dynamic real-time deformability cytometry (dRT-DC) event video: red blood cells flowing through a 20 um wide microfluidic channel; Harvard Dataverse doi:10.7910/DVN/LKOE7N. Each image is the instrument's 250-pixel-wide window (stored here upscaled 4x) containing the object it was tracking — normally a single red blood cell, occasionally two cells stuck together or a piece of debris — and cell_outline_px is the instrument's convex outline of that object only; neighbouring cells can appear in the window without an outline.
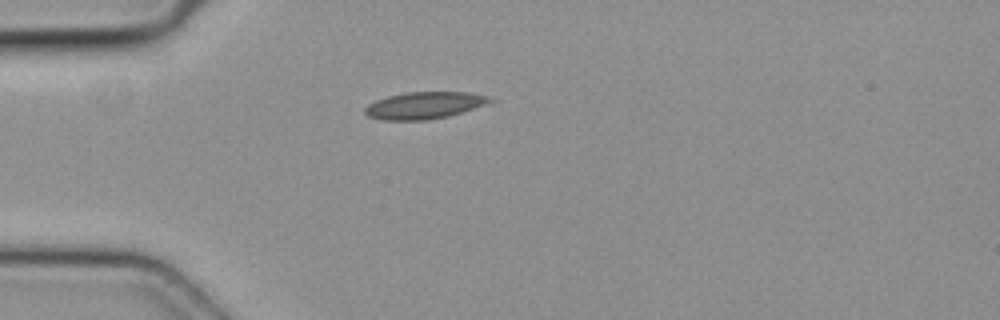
{"species": "common noctule bat (a hibernating species)", "species_latin": "Nyctalus noctula", "temperature_condition": "cold", "stored_images_in_passage": 1, "camera_frame_rate_fps": 3000, "um_per_image_px": 0.085, "animal": {"sex": "female", "body_mass_g": 19.3, "forearm_length_mm": 54.1}, "frame": {"image": 1, "passage_image": 1, "time_ms": 0.0, "image_size_px": [1000, 320], "cell_outline_px": [[500, 100], [492, 104], [448, 116], [428, 120], [384, 120], [368, 116], [364, 112], [364, 108], [368, 104], [376, 100], [388, 96], [408, 92], [468, 92], [488, 96]], "centroid_in_image_um": [36.18, 8.95], "position_along_channel_um": 48.8, "area_um2": 20.0}}